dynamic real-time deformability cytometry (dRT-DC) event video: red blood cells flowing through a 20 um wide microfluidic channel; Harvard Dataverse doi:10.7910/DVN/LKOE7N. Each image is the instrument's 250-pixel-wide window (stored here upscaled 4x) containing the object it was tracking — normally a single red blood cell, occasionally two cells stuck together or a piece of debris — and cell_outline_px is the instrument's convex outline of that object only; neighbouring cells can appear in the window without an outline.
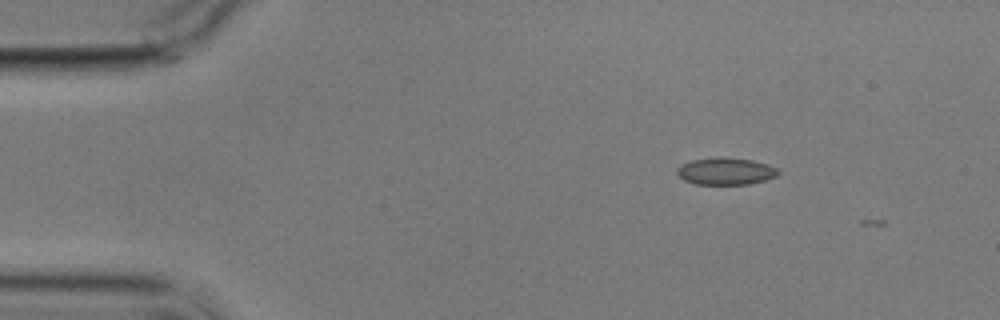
{"species": "common noctule bat (a hibernating species)", "species_latin": "Nyctalus noctula", "temperature_condition": "cold", "stored_images_in_passage": 3, "camera_frame_rate_fps": 3000, "um_per_image_px": 0.085, "animal": {"sex": "male", "body_mass_g": 17.9}, "frame": {"image": 1, "passage_image": 1, "time_ms": 0.0, "image_size_px": [1000, 320], "cell_outline_px": [[780, 172], [776, 176], [764, 180], [748, 184], [696, 184], [684, 180], [676, 172], [676, 168], [680, 164], [692, 160], [716, 156], [720, 156], [752, 160], [768, 164], [776, 168]], "centroid_in_image_um": [61.65, 14.54], "position_along_channel_um": 23.3, "area_um2": 16.07}}